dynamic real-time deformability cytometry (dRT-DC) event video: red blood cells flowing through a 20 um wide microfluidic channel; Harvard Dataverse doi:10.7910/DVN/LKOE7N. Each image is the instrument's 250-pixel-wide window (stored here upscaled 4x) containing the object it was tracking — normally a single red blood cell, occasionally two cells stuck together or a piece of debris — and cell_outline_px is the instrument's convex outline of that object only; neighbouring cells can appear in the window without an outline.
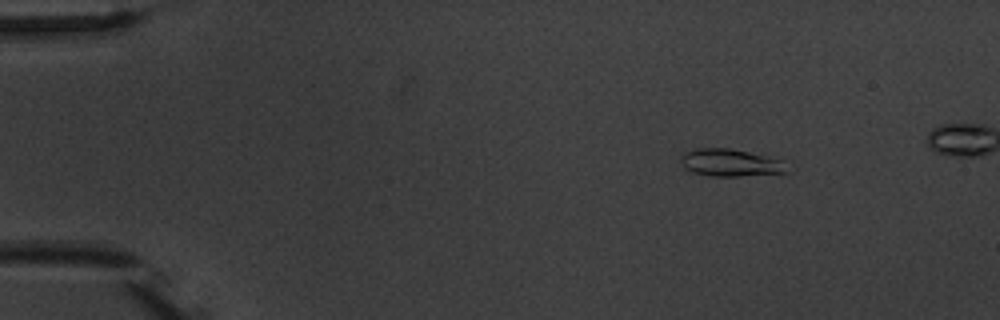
{"species": "common noctule bat (a hibernating species)", "species_latin": "Nyctalus noctula", "temperature_condition": "warm", "stored_images_in_passage": 9, "camera_frame_rate_fps": 3000, "um_per_image_px": 0.085, "animal": {"sex": "male", "body_mass_g": 20.1, "forearm_length_mm": 53.5}, "frame": {"image": 1, "passage_image": 3, "time_ms": 2.333, "image_size_px": [1000, 320], "cell_outline_px": [[796, 168], [788, 172], [740, 176], [708, 176], [692, 172], [684, 168], [680, 164], [680, 156], [684, 152], [700, 148], [728, 148], [748, 152], [784, 160]], "centroid_in_image_um": [62.16, 13.84], "position_along_channel_um": 22.8, "area_um2": 17.4}}
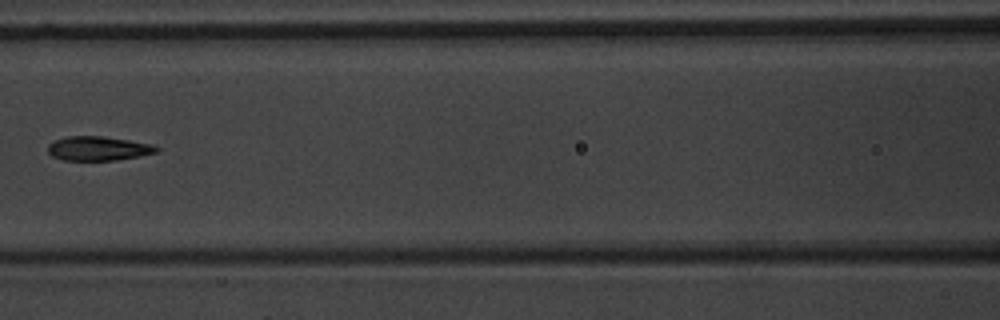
{"frame": {"image": 2, "passage_image": 8, "time_ms": 8.333, "image_size_px": [1000, 320], "cell_outline_px": [[160, 148], [156, 152], [140, 156], [116, 160], [64, 160], [52, 156], [48, 152], [48, 144], [56, 140], [68, 136], [104, 136], [152, 144]], "centroid_in_image_um": [8.35, 12.62], "position_along_channel_um": 158.2, "area_um2": 15.26}}
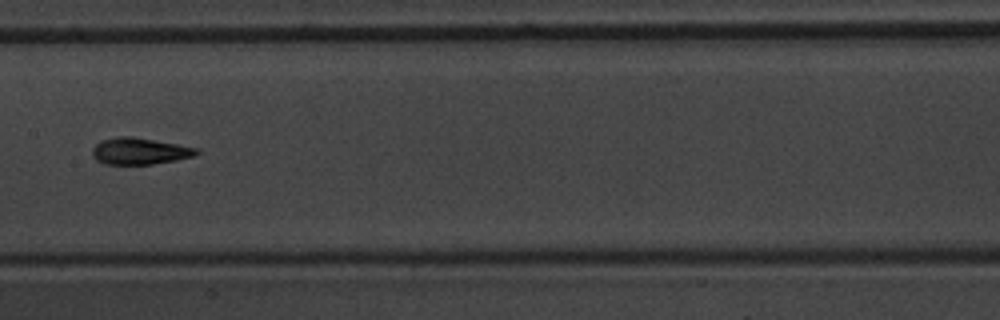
{"frame": {"image": 3, "passage_image": 9, "time_ms": 9.333, "image_size_px": [1000, 320], "cell_outline_px": [[200, 152], [196, 156], [176, 160], [152, 164], [104, 164], [96, 160], [92, 156], [92, 148], [100, 140], [120, 136], [132, 136], [200, 148]], "centroid_in_image_um": [11.88, 12.84], "position_along_channel_um": 195.5, "area_um2": 16.36}}